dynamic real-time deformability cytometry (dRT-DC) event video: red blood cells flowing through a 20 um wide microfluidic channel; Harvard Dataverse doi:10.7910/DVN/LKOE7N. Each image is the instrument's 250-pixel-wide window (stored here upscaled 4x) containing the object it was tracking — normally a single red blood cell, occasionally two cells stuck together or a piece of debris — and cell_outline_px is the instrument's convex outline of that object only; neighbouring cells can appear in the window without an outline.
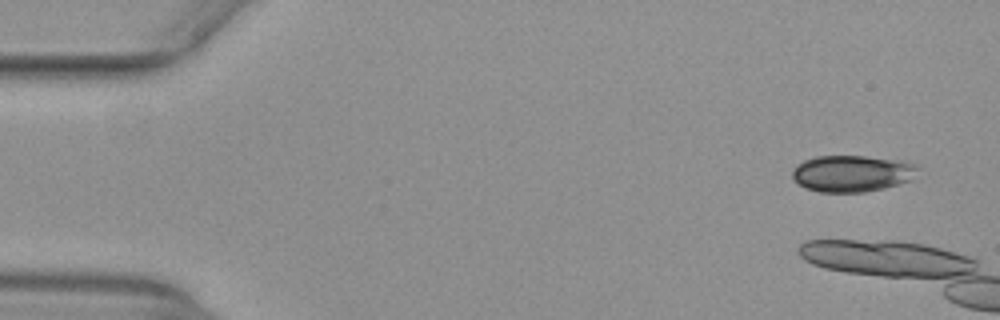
{"species": "common noctule bat (a hibernating species)", "species_latin": "Nyctalus noctula", "temperature_condition": "warm", "stored_images_in_passage": 6, "camera_frame_rate_fps": 3000, "um_per_image_px": 0.085, "animal": {"sex": "female", "body_mass_g": 29.2, "forearm_length_mm": 56.3}, "frame": {"image": 1, "passage_image": 2, "time_ms": 0.333, "image_size_px": [1000, 320], "cell_outline_px": [[920, 168], [912, 180], [884, 188], [864, 192], [820, 192], [804, 188], [792, 176], [792, 168], [796, 164], [804, 160], [816, 156], [864, 156], [900, 160], [920, 164]], "centroid_in_image_um": [72.45, 14.74], "position_along_channel_um": 12.5, "area_um2": 27.05}}